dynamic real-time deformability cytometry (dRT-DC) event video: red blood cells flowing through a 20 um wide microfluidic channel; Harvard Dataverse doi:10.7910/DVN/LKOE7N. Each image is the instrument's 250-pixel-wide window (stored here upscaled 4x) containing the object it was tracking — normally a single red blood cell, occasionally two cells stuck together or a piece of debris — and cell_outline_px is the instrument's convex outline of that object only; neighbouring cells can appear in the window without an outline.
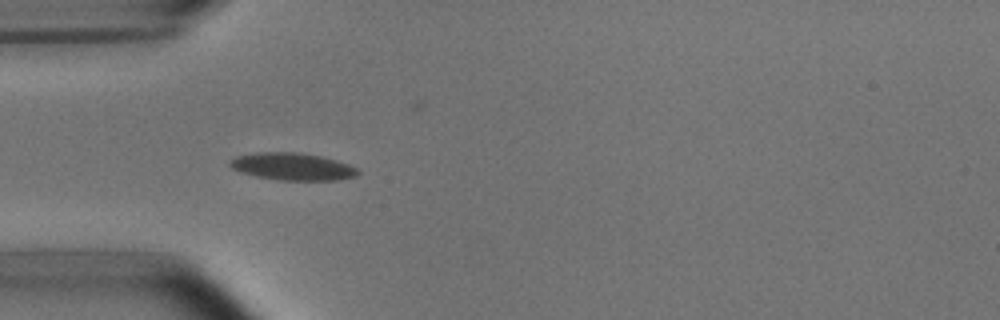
{"species": "common noctule bat (a hibernating species)", "species_latin": "Nyctalus noctula", "temperature_condition": "room temperature", "stored_images_in_passage": 39, "camera_frame_rate_fps": 3000, "um_per_image_px": 0.085, "animal": {"sex": "male", "body_mass_g": 15.6}, "frame": {"image": 1, "passage_image": 1, "time_ms": 0.0, "image_size_px": [1000, 320], "cell_outline_px": [[360, 172], [356, 176], [336, 180], [280, 180], [256, 176], [240, 172], [232, 168], [228, 164], [236, 156], [256, 152], [300, 152], [320, 156], [336, 160], [348, 164], [356, 168]], "centroid_in_image_um": [24.85, 14.15], "position_along_channel_um": 60.1, "area_um2": 20.29}}
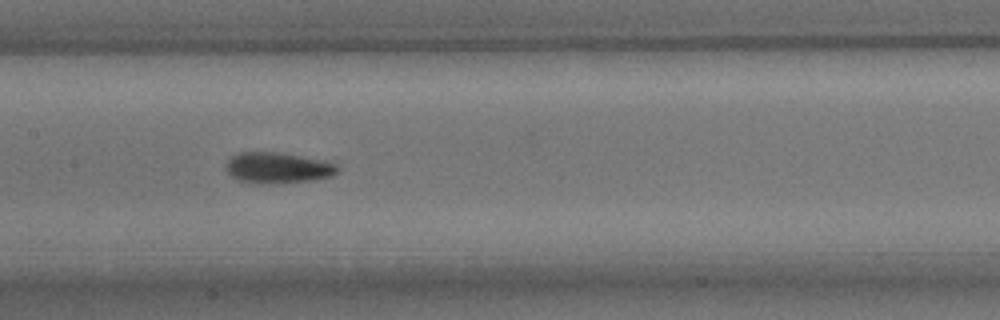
{"frame": {"image": 2, "passage_image": 11, "time_ms": 3.333, "image_size_px": [1000, 320], "cell_outline_px": [[340, 168], [332, 176], [316, 180], [280, 184], [248, 184], [236, 180], [224, 168], [228, 160], [232, 156], [240, 152], [280, 152], [324, 160], [336, 164]], "centroid_in_image_um": [23.6, 14.29], "position_along_channel_um": 183.8, "area_um2": 20.69}}
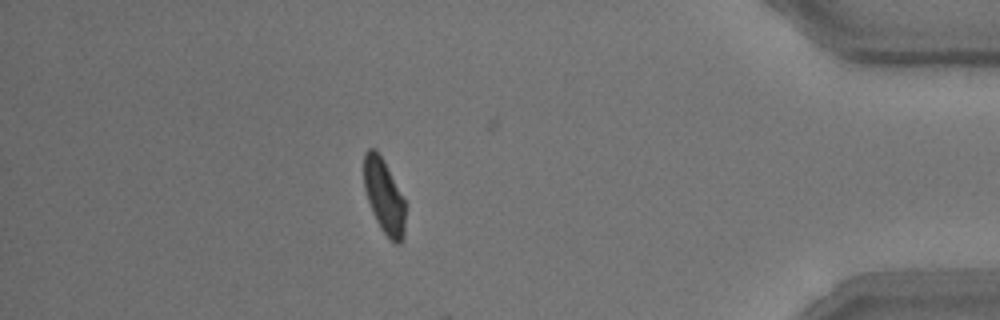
{"frame": {"image": 3, "passage_image": 32, "time_ms": 10.333, "image_size_px": [1000, 320], "cell_outline_px": [[408, 204], [404, 236], [400, 244], [396, 244], [384, 232], [376, 220], [372, 212], [364, 188], [364, 152], [368, 148], [376, 148]], "centroid_in_image_um": [32.69, 16.7], "position_along_channel_um": 402.5, "area_um2": 18.26}, "authors_computed_cell_mechanics": {"area_um2": 19.1896, "velocity_mm_per_s": 3.7459, "shape_relaxation_time_tau1_ms": 2.3597, "shape_relaxation_time_tau2_ms": 2.5282, "deformation_change_tau1": 0.1178, "deformation_change_tau2": 0.069}}